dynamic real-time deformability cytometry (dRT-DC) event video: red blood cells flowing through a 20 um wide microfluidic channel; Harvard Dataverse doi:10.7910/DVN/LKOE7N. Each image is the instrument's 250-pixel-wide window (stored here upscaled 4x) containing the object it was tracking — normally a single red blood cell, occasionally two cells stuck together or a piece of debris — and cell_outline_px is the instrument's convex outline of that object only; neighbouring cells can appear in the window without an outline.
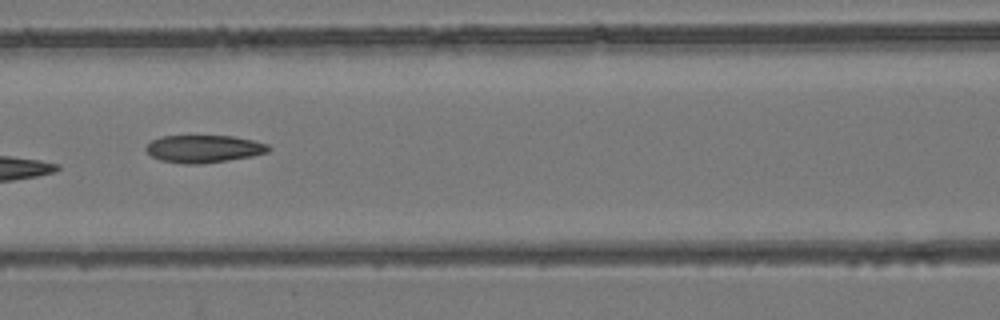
{"species": "common noctule bat (a hibernating species)", "species_latin": "Nyctalus noctula", "temperature_condition": "room temperature", "stored_images_in_passage": 9, "camera_frame_rate_fps": 3000, "um_per_image_px": 0.085, "animal": {"sex": "female", "body_mass_g": 24.6, "forearm_length_mm": 56.2}, "frame": {"image": 1, "passage_image": 7, "time_ms": 7.0, "image_size_px": [1000, 320], "cell_outline_px": [[272, 148], [268, 152], [252, 156], [228, 160], [200, 164], [184, 164], [160, 160], [152, 156], [144, 148], [152, 140], [160, 136], [232, 136], [252, 140], [268, 144]], "centroid_in_image_um": [17.33, 12.65], "position_along_channel_um": 149.3, "area_um2": 19.65}}
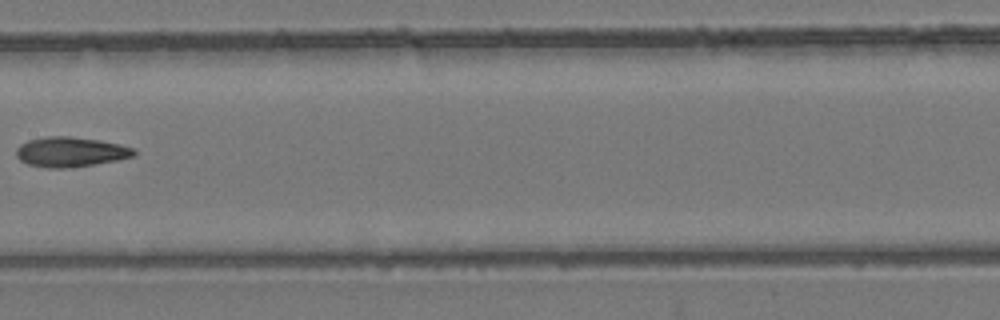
{"frame": {"image": 2, "passage_image": 8, "time_ms": 8.333, "image_size_px": [1000, 320], "cell_outline_px": [[136, 152], [132, 156], [116, 160], [92, 164], [64, 168], [48, 168], [28, 164], [20, 160], [16, 156], [16, 148], [20, 144], [28, 140], [48, 136], [68, 136], [100, 140], [120, 144], [136, 148]], "centroid_in_image_um": [5.98, 12.9], "position_along_channel_um": 201.4, "area_um2": 20.4}}
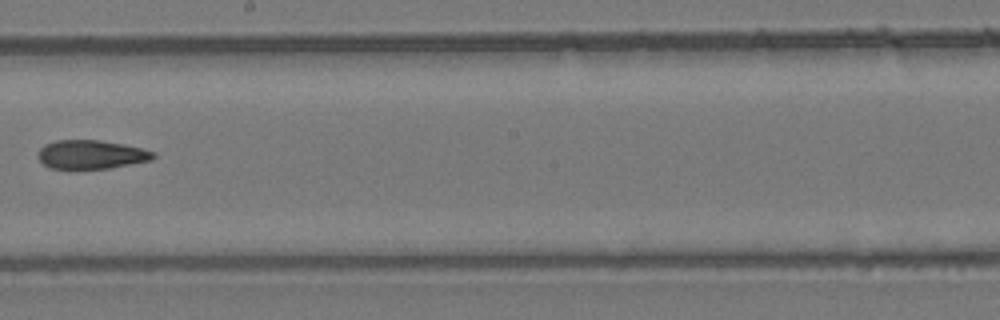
{"frame": {"image": 3, "passage_image": 9, "time_ms": 9.333, "image_size_px": [1000, 320], "cell_outline_px": [[156, 156], [152, 160], [108, 168], [48, 168], [40, 160], [40, 148], [44, 144], [56, 140], [100, 140], [124, 144], [156, 152]], "centroid_in_image_um": [7.78, 13.12], "position_along_channel_um": 240.4, "area_um2": 19.13}}